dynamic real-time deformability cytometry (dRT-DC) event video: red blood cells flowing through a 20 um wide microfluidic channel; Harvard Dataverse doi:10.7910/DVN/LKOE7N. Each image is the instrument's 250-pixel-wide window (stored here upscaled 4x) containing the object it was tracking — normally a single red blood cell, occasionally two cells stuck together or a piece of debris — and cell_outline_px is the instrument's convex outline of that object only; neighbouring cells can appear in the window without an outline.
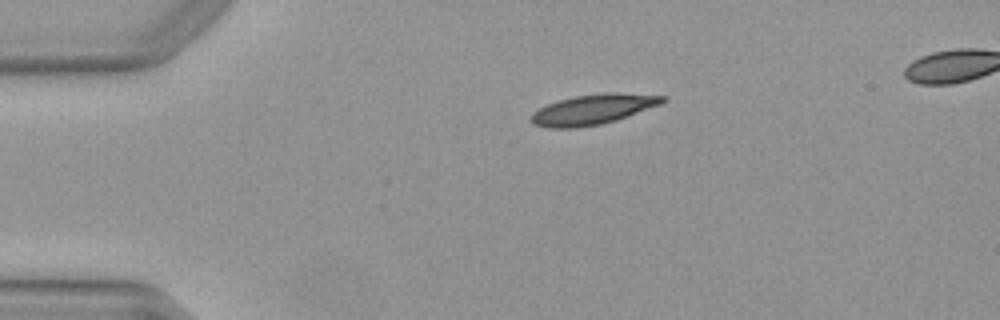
{"species": "Egyptian fruit bat (a non-hibernating species)", "species_latin": "Rousettus aegyptiacus", "temperature_condition": "warm", "stored_images_in_passage": 41, "camera_frame_rate_fps": 3000, "um_per_image_px": 0.085, "animal": {"sex": "female"}, "frame": {"image": 1, "passage_image": 1, "time_ms": 0.0, "image_size_px": [1000, 320], "cell_outline_px": [[668, 100], [660, 104], [616, 120], [600, 124], [576, 128], [548, 128], [532, 124], [528, 120], [528, 116], [532, 112], [548, 104], [560, 100], [576, 96], [604, 92], [616, 92], [668, 96]], "centroid_in_image_um": [50.38, 9.3], "position_along_channel_um": 34.6, "area_um2": 23.18}}
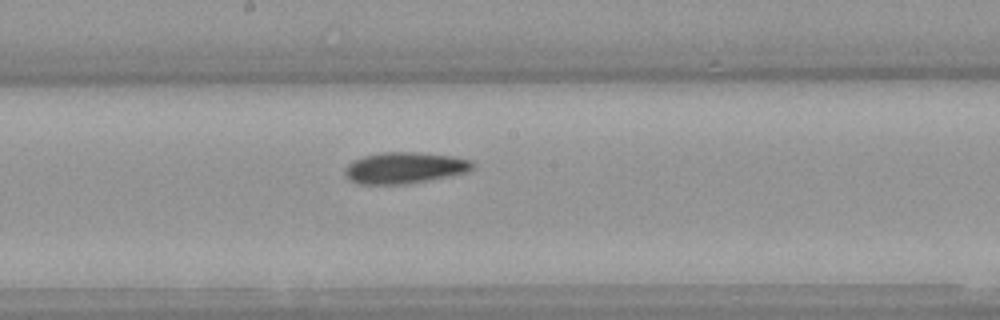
{"frame": {"image": 2, "passage_image": 18, "time_ms": 5.667, "image_size_px": [1000, 320], "cell_outline_px": [[476, 168], [468, 172], [408, 184], [356, 184], [348, 180], [344, 176], [344, 168], [352, 160], [364, 156], [380, 152], [416, 152], [452, 156], [472, 160], [476, 164]], "centroid_in_image_um": [34.38, 14.27], "position_along_channel_um": 213.8, "area_um2": 23.7}}
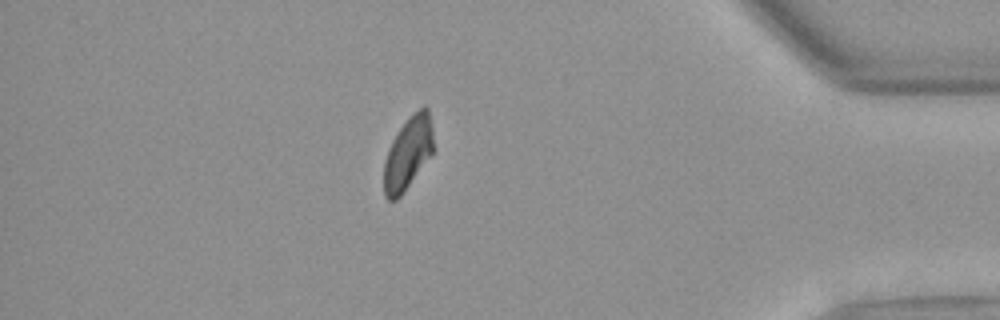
{"frame": {"image": 3, "passage_image": 35, "time_ms": 11.333, "image_size_px": [1000, 320], "cell_outline_px": [[432, 152], [400, 196], [396, 200], [388, 200], [384, 196], [384, 160], [388, 148], [392, 140], [408, 116], [412, 112], [424, 104], [428, 108], [432, 128]], "centroid_in_image_um": [34.65, 12.97], "position_along_channel_um": 400.6, "area_um2": 20.69}}